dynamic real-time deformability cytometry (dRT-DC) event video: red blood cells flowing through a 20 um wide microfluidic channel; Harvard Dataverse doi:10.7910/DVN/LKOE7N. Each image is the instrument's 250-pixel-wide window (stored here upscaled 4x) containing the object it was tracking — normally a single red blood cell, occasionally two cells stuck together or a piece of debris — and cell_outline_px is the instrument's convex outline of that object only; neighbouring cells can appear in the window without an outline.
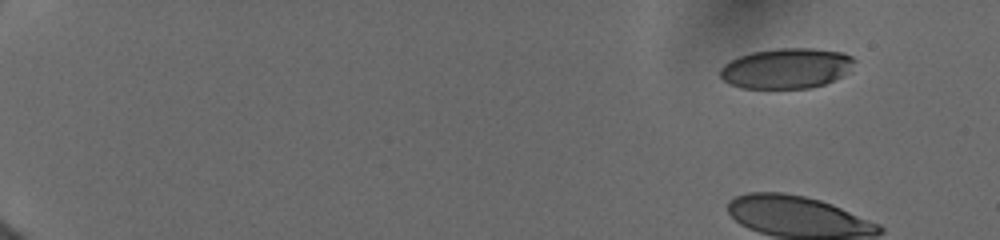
{"species": "human", "species_latin": "Homo sapiens", "temperature_condition": "cold", "stored_images_in_passage": 7, "camera_frame_rate_fps": 3000, "um_per_image_px": 0.085, "donor": {"sex": "female"}, "frame": {"image": 1, "passage_image": 1, "time_ms": 0.0, "image_size_px": [1000, 240], "cell_outline_px": [[856, 60], [844, 76], [824, 84], [812, 88], [740, 88], [724, 80], [720, 76], [720, 68], [724, 64], [740, 56], [752, 52], [776, 48], [812, 48], [844, 52], [852, 56]], "centroid_in_image_um": [66.87, 5.8], "position_along_channel_um": 18.1, "area_um2": 31.62}}